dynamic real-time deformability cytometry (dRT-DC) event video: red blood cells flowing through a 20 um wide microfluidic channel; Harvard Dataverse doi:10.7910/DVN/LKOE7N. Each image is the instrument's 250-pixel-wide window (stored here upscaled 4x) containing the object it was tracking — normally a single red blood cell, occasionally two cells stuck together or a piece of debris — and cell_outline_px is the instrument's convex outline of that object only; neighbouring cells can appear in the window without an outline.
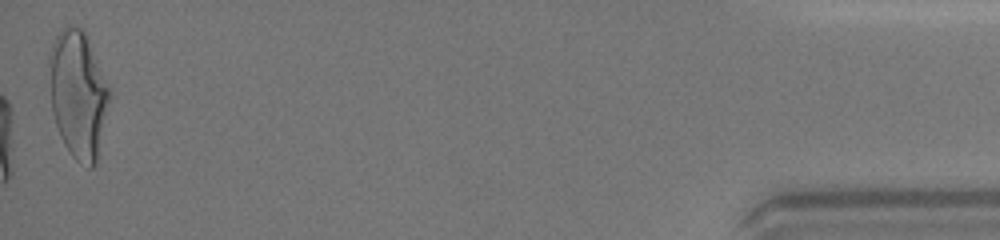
{"species": "human", "species_latin": "Homo sapiens", "temperature_condition": "warm", "stored_images_in_passage": 31, "camera_frame_rate_fps": 3000, "um_per_image_px": 0.085, "donor": {"sex": "female"}, "frame": {"image": 1, "passage_image": 31, "time_ms": 10.0, "image_size_px": [1000, 240], "cell_outline_px": [[112, 92], [96, 164], [92, 168], [88, 168], [80, 164], [72, 156], [64, 144], [60, 136], [52, 112], [48, 60], [48, 56], [52, 44], [56, 36], [68, 24], [80, 28], [88, 36]], "centroid_in_image_um": [6.66, 8.02], "position_along_channel_um": 428.5, "area_um2": 45.26}, "authors_computed_cell_mechanics": {"area_um2": 40.46, "velocity_mm_per_s": 4.4054, "shape_relaxation_time_tau1_ms": 5.7268, "shape_relaxation_time_tau2_ms": 1.0649, "deformation_change_tau1": 0.2527, "deformation_change_tau2": 0.1055}}